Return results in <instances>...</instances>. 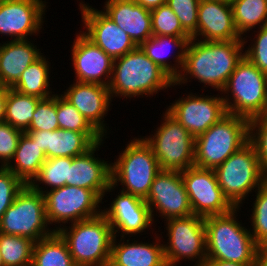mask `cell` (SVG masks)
<instances>
[{
  "instance_id": "bcb514c9",
  "label": "cell",
  "mask_w": 267,
  "mask_h": 266,
  "mask_svg": "<svg viewBox=\"0 0 267 266\" xmlns=\"http://www.w3.org/2000/svg\"><path fill=\"white\" fill-rule=\"evenodd\" d=\"M7 100V87L0 86V122H4Z\"/></svg>"
},
{
  "instance_id": "ffe728a7",
  "label": "cell",
  "mask_w": 267,
  "mask_h": 266,
  "mask_svg": "<svg viewBox=\"0 0 267 266\" xmlns=\"http://www.w3.org/2000/svg\"><path fill=\"white\" fill-rule=\"evenodd\" d=\"M76 34L78 35L71 45L75 81L98 83L108 87L114 60L89 40L82 31Z\"/></svg>"
},
{
  "instance_id": "cb8c5ba5",
  "label": "cell",
  "mask_w": 267,
  "mask_h": 266,
  "mask_svg": "<svg viewBox=\"0 0 267 266\" xmlns=\"http://www.w3.org/2000/svg\"><path fill=\"white\" fill-rule=\"evenodd\" d=\"M103 12L120 27L138 47L151 36V10L134 0H106Z\"/></svg>"
},
{
  "instance_id": "74e56055",
  "label": "cell",
  "mask_w": 267,
  "mask_h": 266,
  "mask_svg": "<svg viewBox=\"0 0 267 266\" xmlns=\"http://www.w3.org/2000/svg\"><path fill=\"white\" fill-rule=\"evenodd\" d=\"M59 129L56 112V94L41 99L33 113V119L26 131H53Z\"/></svg>"
},
{
  "instance_id": "c3c4849f",
  "label": "cell",
  "mask_w": 267,
  "mask_h": 266,
  "mask_svg": "<svg viewBox=\"0 0 267 266\" xmlns=\"http://www.w3.org/2000/svg\"><path fill=\"white\" fill-rule=\"evenodd\" d=\"M0 266H3V261H2V258H1V254H0Z\"/></svg>"
},
{
  "instance_id": "3957f363",
  "label": "cell",
  "mask_w": 267,
  "mask_h": 266,
  "mask_svg": "<svg viewBox=\"0 0 267 266\" xmlns=\"http://www.w3.org/2000/svg\"><path fill=\"white\" fill-rule=\"evenodd\" d=\"M175 86L174 80L154 63L138 46L114 59L108 89L111 98L153 97L161 90Z\"/></svg>"
},
{
  "instance_id": "44dd1931",
  "label": "cell",
  "mask_w": 267,
  "mask_h": 266,
  "mask_svg": "<svg viewBox=\"0 0 267 266\" xmlns=\"http://www.w3.org/2000/svg\"><path fill=\"white\" fill-rule=\"evenodd\" d=\"M71 103L87 121L103 136L109 128L104 123V117L110 110L112 98L107 86L98 83L74 82L64 94H61ZM106 127V128H105Z\"/></svg>"
},
{
  "instance_id": "f35d334b",
  "label": "cell",
  "mask_w": 267,
  "mask_h": 266,
  "mask_svg": "<svg viewBox=\"0 0 267 266\" xmlns=\"http://www.w3.org/2000/svg\"><path fill=\"white\" fill-rule=\"evenodd\" d=\"M249 142L253 145L261 171L267 178V115L249 120Z\"/></svg>"
},
{
  "instance_id": "60d3db41",
  "label": "cell",
  "mask_w": 267,
  "mask_h": 266,
  "mask_svg": "<svg viewBox=\"0 0 267 266\" xmlns=\"http://www.w3.org/2000/svg\"><path fill=\"white\" fill-rule=\"evenodd\" d=\"M25 185L7 167L0 166V220Z\"/></svg>"
},
{
  "instance_id": "83f0119b",
  "label": "cell",
  "mask_w": 267,
  "mask_h": 266,
  "mask_svg": "<svg viewBox=\"0 0 267 266\" xmlns=\"http://www.w3.org/2000/svg\"><path fill=\"white\" fill-rule=\"evenodd\" d=\"M47 160L45 153L37 143L23 132L19 138L14 157L6 167L20 178L26 185H29L39 174L41 166Z\"/></svg>"
},
{
  "instance_id": "8fae6325",
  "label": "cell",
  "mask_w": 267,
  "mask_h": 266,
  "mask_svg": "<svg viewBox=\"0 0 267 266\" xmlns=\"http://www.w3.org/2000/svg\"><path fill=\"white\" fill-rule=\"evenodd\" d=\"M166 221L167 244H163L167 265L178 266L182 259L196 261L194 266H204L207 260L204 217L190 215Z\"/></svg>"
},
{
  "instance_id": "8d00e7d4",
  "label": "cell",
  "mask_w": 267,
  "mask_h": 266,
  "mask_svg": "<svg viewBox=\"0 0 267 266\" xmlns=\"http://www.w3.org/2000/svg\"><path fill=\"white\" fill-rule=\"evenodd\" d=\"M56 112L59 129L76 132H98L87 119L60 94H56Z\"/></svg>"
},
{
  "instance_id": "836d02e7",
  "label": "cell",
  "mask_w": 267,
  "mask_h": 266,
  "mask_svg": "<svg viewBox=\"0 0 267 266\" xmlns=\"http://www.w3.org/2000/svg\"><path fill=\"white\" fill-rule=\"evenodd\" d=\"M34 243L26 237L0 233L3 266H31Z\"/></svg>"
},
{
  "instance_id": "7402d4cb",
  "label": "cell",
  "mask_w": 267,
  "mask_h": 266,
  "mask_svg": "<svg viewBox=\"0 0 267 266\" xmlns=\"http://www.w3.org/2000/svg\"><path fill=\"white\" fill-rule=\"evenodd\" d=\"M192 39L200 41L243 40L234 23L231 3L221 0H200L197 32Z\"/></svg>"
},
{
  "instance_id": "7c38bea8",
  "label": "cell",
  "mask_w": 267,
  "mask_h": 266,
  "mask_svg": "<svg viewBox=\"0 0 267 266\" xmlns=\"http://www.w3.org/2000/svg\"><path fill=\"white\" fill-rule=\"evenodd\" d=\"M45 189L43 194L48 223H60L55 231L68 221L70 224L94 218L102 213L99 208L103 202L92 190L70 185L53 190Z\"/></svg>"
},
{
  "instance_id": "603a6c76",
  "label": "cell",
  "mask_w": 267,
  "mask_h": 266,
  "mask_svg": "<svg viewBox=\"0 0 267 266\" xmlns=\"http://www.w3.org/2000/svg\"><path fill=\"white\" fill-rule=\"evenodd\" d=\"M25 132L37 143L47 159L76 157L104 139L99 132H76L64 129Z\"/></svg>"
},
{
  "instance_id": "9a60e30c",
  "label": "cell",
  "mask_w": 267,
  "mask_h": 266,
  "mask_svg": "<svg viewBox=\"0 0 267 266\" xmlns=\"http://www.w3.org/2000/svg\"><path fill=\"white\" fill-rule=\"evenodd\" d=\"M145 202L150 209L153 222L154 209L166 220L193 214L181 171L161 170L156 175Z\"/></svg>"
},
{
  "instance_id": "9c48e42d",
  "label": "cell",
  "mask_w": 267,
  "mask_h": 266,
  "mask_svg": "<svg viewBox=\"0 0 267 266\" xmlns=\"http://www.w3.org/2000/svg\"><path fill=\"white\" fill-rule=\"evenodd\" d=\"M45 197L30 185L18 193L12 205L0 220V233L22 236L38 242L52 235L55 228L49 230ZM48 226V227H47Z\"/></svg>"
},
{
  "instance_id": "ee69618b",
  "label": "cell",
  "mask_w": 267,
  "mask_h": 266,
  "mask_svg": "<svg viewBox=\"0 0 267 266\" xmlns=\"http://www.w3.org/2000/svg\"><path fill=\"white\" fill-rule=\"evenodd\" d=\"M134 1L148 10H153L167 3V0H134Z\"/></svg>"
},
{
  "instance_id": "2e32d148",
  "label": "cell",
  "mask_w": 267,
  "mask_h": 266,
  "mask_svg": "<svg viewBox=\"0 0 267 266\" xmlns=\"http://www.w3.org/2000/svg\"><path fill=\"white\" fill-rule=\"evenodd\" d=\"M79 7L86 29L82 33L113 60L137 47L128 34L118 27L103 10L95 9L82 1Z\"/></svg>"
},
{
  "instance_id": "d6a6232c",
  "label": "cell",
  "mask_w": 267,
  "mask_h": 266,
  "mask_svg": "<svg viewBox=\"0 0 267 266\" xmlns=\"http://www.w3.org/2000/svg\"><path fill=\"white\" fill-rule=\"evenodd\" d=\"M71 167V157H55L47 159L41 166L39 174L29 184L35 191L43 194L40 184L50 187L49 190L68 185V173Z\"/></svg>"
},
{
  "instance_id": "e575fe53",
  "label": "cell",
  "mask_w": 267,
  "mask_h": 266,
  "mask_svg": "<svg viewBox=\"0 0 267 266\" xmlns=\"http://www.w3.org/2000/svg\"><path fill=\"white\" fill-rule=\"evenodd\" d=\"M256 198L252 206L250 232L255 243L267 252V180L255 190Z\"/></svg>"
},
{
  "instance_id": "d4e9b609",
  "label": "cell",
  "mask_w": 267,
  "mask_h": 266,
  "mask_svg": "<svg viewBox=\"0 0 267 266\" xmlns=\"http://www.w3.org/2000/svg\"><path fill=\"white\" fill-rule=\"evenodd\" d=\"M155 236V243H143L135 239L131 243L130 238L126 243L125 238L120 237L118 244L114 236L108 266H167L163 243H160L161 238L157 234Z\"/></svg>"
},
{
  "instance_id": "4316f807",
  "label": "cell",
  "mask_w": 267,
  "mask_h": 266,
  "mask_svg": "<svg viewBox=\"0 0 267 266\" xmlns=\"http://www.w3.org/2000/svg\"><path fill=\"white\" fill-rule=\"evenodd\" d=\"M192 38H179L174 36H151L147 41L143 42L139 47L154 63L163 69L173 80L181 73L187 43ZM178 49L174 54L175 64H171L167 60L168 53L173 47ZM180 50V51H179ZM169 51V52H168Z\"/></svg>"
},
{
  "instance_id": "8992f818",
  "label": "cell",
  "mask_w": 267,
  "mask_h": 266,
  "mask_svg": "<svg viewBox=\"0 0 267 266\" xmlns=\"http://www.w3.org/2000/svg\"><path fill=\"white\" fill-rule=\"evenodd\" d=\"M249 141V120L227 114L195 138L194 166L215 169Z\"/></svg>"
},
{
  "instance_id": "7dc6e473",
  "label": "cell",
  "mask_w": 267,
  "mask_h": 266,
  "mask_svg": "<svg viewBox=\"0 0 267 266\" xmlns=\"http://www.w3.org/2000/svg\"><path fill=\"white\" fill-rule=\"evenodd\" d=\"M257 266H267V252H264L257 261Z\"/></svg>"
},
{
  "instance_id": "5bb4252c",
  "label": "cell",
  "mask_w": 267,
  "mask_h": 266,
  "mask_svg": "<svg viewBox=\"0 0 267 266\" xmlns=\"http://www.w3.org/2000/svg\"><path fill=\"white\" fill-rule=\"evenodd\" d=\"M193 94L178 98L166 110L196 138L228 113L222 95Z\"/></svg>"
},
{
  "instance_id": "f1b7e54d",
  "label": "cell",
  "mask_w": 267,
  "mask_h": 266,
  "mask_svg": "<svg viewBox=\"0 0 267 266\" xmlns=\"http://www.w3.org/2000/svg\"><path fill=\"white\" fill-rule=\"evenodd\" d=\"M50 63L44 55L31 63L21 74L19 80L11 87L19 93L31 95L40 99L54 94L50 90Z\"/></svg>"
},
{
  "instance_id": "4dcf8cb0",
  "label": "cell",
  "mask_w": 267,
  "mask_h": 266,
  "mask_svg": "<svg viewBox=\"0 0 267 266\" xmlns=\"http://www.w3.org/2000/svg\"><path fill=\"white\" fill-rule=\"evenodd\" d=\"M41 99L7 88L4 122L25 132L33 119V113Z\"/></svg>"
},
{
  "instance_id": "6da1fadb",
  "label": "cell",
  "mask_w": 267,
  "mask_h": 266,
  "mask_svg": "<svg viewBox=\"0 0 267 266\" xmlns=\"http://www.w3.org/2000/svg\"><path fill=\"white\" fill-rule=\"evenodd\" d=\"M245 38L247 36L243 40L229 41L191 39L186 46L181 73L174 84H186L192 77L205 84V87L210 86L221 91L244 57V46L247 42Z\"/></svg>"
},
{
  "instance_id": "484cf974",
  "label": "cell",
  "mask_w": 267,
  "mask_h": 266,
  "mask_svg": "<svg viewBox=\"0 0 267 266\" xmlns=\"http://www.w3.org/2000/svg\"><path fill=\"white\" fill-rule=\"evenodd\" d=\"M29 40L0 43V86L11 88L24 70L43 54Z\"/></svg>"
},
{
  "instance_id": "52a82bcc",
  "label": "cell",
  "mask_w": 267,
  "mask_h": 266,
  "mask_svg": "<svg viewBox=\"0 0 267 266\" xmlns=\"http://www.w3.org/2000/svg\"><path fill=\"white\" fill-rule=\"evenodd\" d=\"M161 171L152 148L141 138H134L111 163V184L121 191L146 199L156 175Z\"/></svg>"
},
{
  "instance_id": "d590c367",
  "label": "cell",
  "mask_w": 267,
  "mask_h": 266,
  "mask_svg": "<svg viewBox=\"0 0 267 266\" xmlns=\"http://www.w3.org/2000/svg\"><path fill=\"white\" fill-rule=\"evenodd\" d=\"M152 32L154 36H174L192 38L181 26L176 14L167 5L151 10Z\"/></svg>"
},
{
  "instance_id": "b9f144b4",
  "label": "cell",
  "mask_w": 267,
  "mask_h": 266,
  "mask_svg": "<svg viewBox=\"0 0 267 266\" xmlns=\"http://www.w3.org/2000/svg\"><path fill=\"white\" fill-rule=\"evenodd\" d=\"M23 131L7 122H0V163L6 167L14 157L18 141Z\"/></svg>"
},
{
  "instance_id": "ba28073f",
  "label": "cell",
  "mask_w": 267,
  "mask_h": 266,
  "mask_svg": "<svg viewBox=\"0 0 267 266\" xmlns=\"http://www.w3.org/2000/svg\"><path fill=\"white\" fill-rule=\"evenodd\" d=\"M214 172L224 196L234 207H241L245 197L267 180L249 141L215 168Z\"/></svg>"
},
{
  "instance_id": "5b68a950",
  "label": "cell",
  "mask_w": 267,
  "mask_h": 266,
  "mask_svg": "<svg viewBox=\"0 0 267 266\" xmlns=\"http://www.w3.org/2000/svg\"><path fill=\"white\" fill-rule=\"evenodd\" d=\"M220 92V94H224L222 98L228 114L241 116L248 120L267 115L266 74L245 56L237 64Z\"/></svg>"
},
{
  "instance_id": "ac0fdd59",
  "label": "cell",
  "mask_w": 267,
  "mask_h": 266,
  "mask_svg": "<svg viewBox=\"0 0 267 266\" xmlns=\"http://www.w3.org/2000/svg\"><path fill=\"white\" fill-rule=\"evenodd\" d=\"M110 204L109 208L104 207L102 214L116 237L120 232V237L125 238V235L141 234L154 223L148 205L140 197L121 191Z\"/></svg>"
},
{
  "instance_id": "277c9868",
  "label": "cell",
  "mask_w": 267,
  "mask_h": 266,
  "mask_svg": "<svg viewBox=\"0 0 267 266\" xmlns=\"http://www.w3.org/2000/svg\"><path fill=\"white\" fill-rule=\"evenodd\" d=\"M57 230L67 243L76 266H108L114 238L106 217L100 215Z\"/></svg>"
},
{
  "instance_id": "681fc988",
  "label": "cell",
  "mask_w": 267,
  "mask_h": 266,
  "mask_svg": "<svg viewBox=\"0 0 267 266\" xmlns=\"http://www.w3.org/2000/svg\"><path fill=\"white\" fill-rule=\"evenodd\" d=\"M221 1H225V2L231 3L234 0H221Z\"/></svg>"
},
{
  "instance_id": "7bdbcfd3",
  "label": "cell",
  "mask_w": 267,
  "mask_h": 266,
  "mask_svg": "<svg viewBox=\"0 0 267 266\" xmlns=\"http://www.w3.org/2000/svg\"><path fill=\"white\" fill-rule=\"evenodd\" d=\"M249 48L245 50L244 56L253 63L261 72L267 74V26L258 27ZM253 44V45H252Z\"/></svg>"
},
{
  "instance_id": "4fadbf2b",
  "label": "cell",
  "mask_w": 267,
  "mask_h": 266,
  "mask_svg": "<svg viewBox=\"0 0 267 266\" xmlns=\"http://www.w3.org/2000/svg\"><path fill=\"white\" fill-rule=\"evenodd\" d=\"M194 215L207 217L230 212L234 206L224 196L213 169L196 166L181 171Z\"/></svg>"
},
{
  "instance_id": "f6af8a7d",
  "label": "cell",
  "mask_w": 267,
  "mask_h": 266,
  "mask_svg": "<svg viewBox=\"0 0 267 266\" xmlns=\"http://www.w3.org/2000/svg\"><path fill=\"white\" fill-rule=\"evenodd\" d=\"M204 266H257V264H240L223 260H206Z\"/></svg>"
},
{
  "instance_id": "f546056e",
  "label": "cell",
  "mask_w": 267,
  "mask_h": 266,
  "mask_svg": "<svg viewBox=\"0 0 267 266\" xmlns=\"http://www.w3.org/2000/svg\"><path fill=\"white\" fill-rule=\"evenodd\" d=\"M31 266H76L67 243L55 231L34 243Z\"/></svg>"
},
{
  "instance_id": "1f68e13d",
  "label": "cell",
  "mask_w": 267,
  "mask_h": 266,
  "mask_svg": "<svg viewBox=\"0 0 267 266\" xmlns=\"http://www.w3.org/2000/svg\"><path fill=\"white\" fill-rule=\"evenodd\" d=\"M231 6L236 29L242 37L253 28L267 26V0H234Z\"/></svg>"
},
{
  "instance_id": "e0dca14e",
  "label": "cell",
  "mask_w": 267,
  "mask_h": 266,
  "mask_svg": "<svg viewBox=\"0 0 267 266\" xmlns=\"http://www.w3.org/2000/svg\"><path fill=\"white\" fill-rule=\"evenodd\" d=\"M46 1L4 0L0 2V34L14 40H27L43 26ZM44 14V15H43Z\"/></svg>"
},
{
  "instance_id": "30bf717a",
  "label": "cell",
  "mask_w": 267,
  "mask_h": 266,
  "mask_svg": "<svg viewBox=\"0 0 267 266\" xmlns=\"http://www.w3.org/2000/svg\"><path fill=\"white\" fill-rule=\"evenodd\" d=\"M154 135L142 137L152 148L161 170L194 166L195 138L166 110Z\"/></svg>"
},
{
  "instance_id": "7a4b0ae2",
  "label": "cell",
  "mask_w": 267,
  "mask_h": 266,
  "mask_svg": "<svg viewBox=\"0 0 267 266\" xmlns=\"http://www.w3.org/2000/svg\"><path fill=\"white\" fill-rule=\"evenodd\" d=\"M239 209L234 207L226 214L204 218L207 260L257 264L264 253L255 243L250 230L236 218Z\"/></svg>"
},
{
  "instance_id": "d6986e66",
  "label": "cell",
  "mask_w": 267,
  "mask_h": 266,
  "mask_svg": "<svg viewBox=\"0 0 267 266\" xmlns=\"http://www.w3.org/2000/svg\"><path fill=\"white\" fill-rule=\"evenodd\" d=\"M104 139L95 143L85 153L71 157V167L68 173V185L92 190L101 200L106 192H112L111 163L95 157Z\"/></svg>"
},
{
  "instance_id": "ab89813d",
  "label": "cell",
  "mask_w": 267,
  "mask_h": 266,
  "mask_svg": "<svg viewBox=\"0 0 267 266\" xmlns=\"http://www.w3.org/2000/svg\"><path fill=\"white\" fill-rule=\"evenodd\" d=\"M199 2L200 0H167L166 3L191 37L197 32Z\"/></svg>"
}]
</instances>
